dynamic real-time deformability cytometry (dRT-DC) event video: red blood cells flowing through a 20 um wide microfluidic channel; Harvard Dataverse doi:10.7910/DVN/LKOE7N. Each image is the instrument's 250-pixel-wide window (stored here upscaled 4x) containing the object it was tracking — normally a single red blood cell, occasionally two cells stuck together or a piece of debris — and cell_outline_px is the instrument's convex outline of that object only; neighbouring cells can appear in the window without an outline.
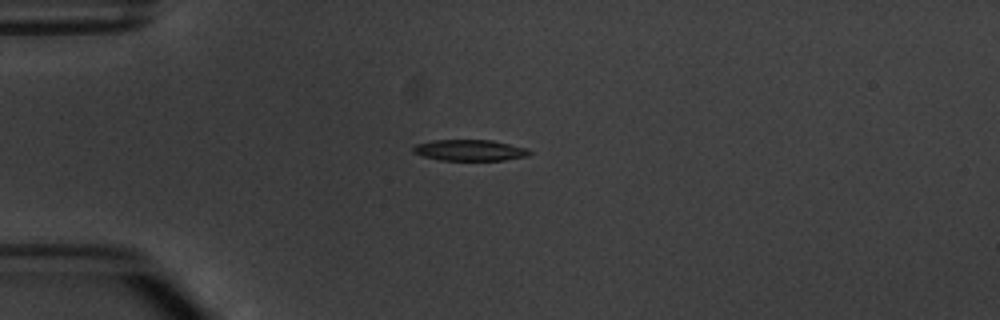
{"species": "common noctule bat (a hibernating species)", "species_latin": "Nyctalus noctula", "temperature_condition": "warm", "stored_images_in_passage": 5, "camera_frame_rate_fps": 3000, "um_per_image_px": 0.085, "animal": {"sex": "male", "body_mass_g": 20.1, "forearm_length_mm": 53.5}, "frame": {"image": 1, "passage_image": 1, "time_ms": 0.0, "image_size_px": [1000, 320], "cell_outline_px": [[532, 152], [528, 156], [504, 160], [440, 160], [424, 156], [412, 152], [412, 148], [416, 144], [432, 140], [492, 140], [528, 148]], "centroid_in_image_um": [39.95, 12.76], "position_along_channel_um": 45.1, "area_um2": 14.33}}
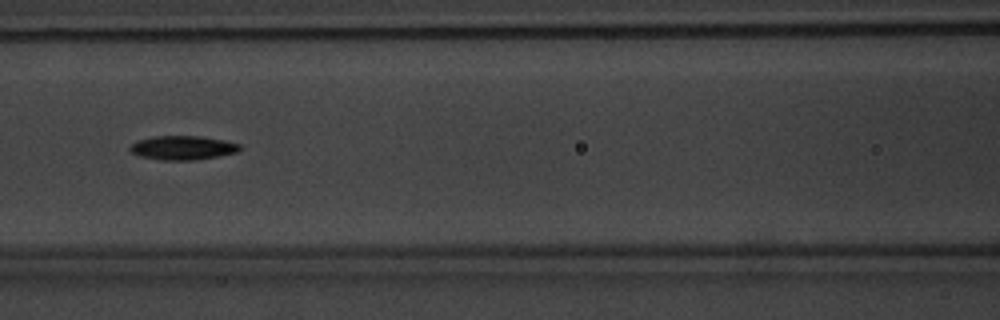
{"frame": {"image": 2, "passage_image": 4, "time_ms": 3.333, "image_size_px": [1000, 320], "cell_outline_px": [[240, 148], [236, 152], [196, 160], [164, 160], [140, 156], [132, 152], [128, 148], [132, 144], [140, 140], [152, 136], [200, 136], [224, 140], [240, 144]], "centroid_in_image_um": [15.52, 12.55], "position_along_channel_um": 151.1, "area_um2": 15.14}}
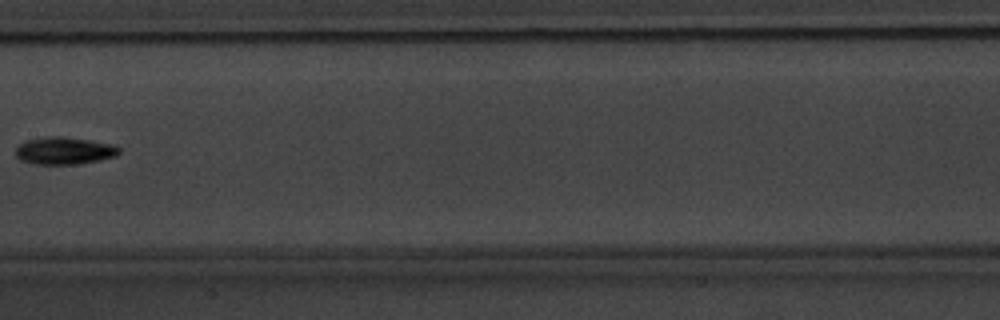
{"frame": {"image": 3, "passage_image": 5, "time_ms": 4.667, "image_size_px": [1000, 320], "cell_outline_px": [[120, 152], [116, 156], [100, 160], [76, 164], [36, 164], [20, 160], [16, 156], [16, 148], [24, 140], [44, 136], [64, 136], [92, 140], [116, 144], [120, 148]], "centroid_in_image_um": [5.48, 12.79], "position_along_channel_um": 201.9, "area_um2": 16.82}}